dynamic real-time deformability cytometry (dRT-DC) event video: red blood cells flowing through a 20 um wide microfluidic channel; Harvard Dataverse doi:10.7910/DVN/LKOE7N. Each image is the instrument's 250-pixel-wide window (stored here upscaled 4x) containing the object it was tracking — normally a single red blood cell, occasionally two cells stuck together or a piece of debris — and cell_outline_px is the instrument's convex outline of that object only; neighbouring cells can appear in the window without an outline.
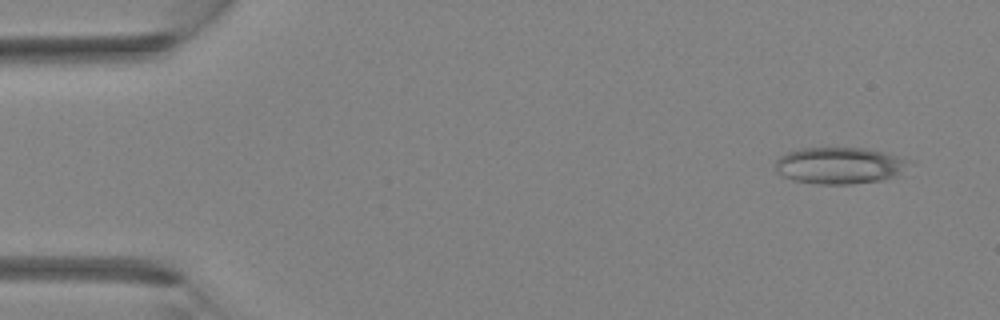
{"species": "Egyptian fruit bat (a non-hibernating species)", "species_latin": "Rousettus aegyptiacus", "temperature_condition": "room temperature", "stored_images_in_passage": 4, "camera_frame_rate_fps": 3000, "um_per_image_px": 0.085, "animal": {"sex": "female"}, "frame": {"image": 1, "passage_image": 1, "time_ms": 0.0, "image_size_px": [1000, 320], "cell_outline_px": [[912, 160], [904, 176], [884, 180], [852, 184], [816, 184], [792, 180], [780, 176], [776, 172], [776, 160], [784, 152], [800, 148], [868, 148], [884, 152]], "centroid_in_image_um": [71.42, 14.08], "position_along_channel_um": 13.6, "area_um2": 29.42}}